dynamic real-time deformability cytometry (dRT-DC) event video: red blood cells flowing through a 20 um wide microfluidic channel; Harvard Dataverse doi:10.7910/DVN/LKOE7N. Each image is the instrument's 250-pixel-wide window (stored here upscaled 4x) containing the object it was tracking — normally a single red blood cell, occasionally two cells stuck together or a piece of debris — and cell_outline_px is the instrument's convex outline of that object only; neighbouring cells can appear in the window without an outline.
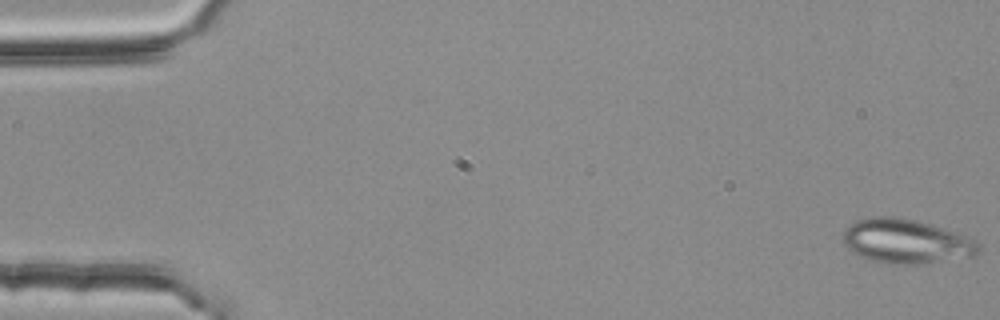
{"species": "common noctule bat (a hibernating species)", "species_latin": "Nyctalus noctula", "temperature_condition": "room temperature", "stored_images_in_passage": 54, "camera_frame_rate_fps": 3000, "um_per_image_px": 0.085, "animal": {"sex": "female", "body_mass_g": 25.1}, "frame": {"image": 1, "passage_image": 1, "time_ms": 0.0, "image_size_px": [1000, 320], "cell_outline_px": [[980, 252], [976, 256], [924, 264], [892, 264], [872, 260], [852, 252], [844, 244], [844, 232], [856, 220], [876, 216], [892, 216], [916, 220], [956, 232], [976, 240], [980, 244]], "centroid_in_image_um": [77.09, 20.52], "position_along_channel_um": 7.9, "area_um2": 34.97}}
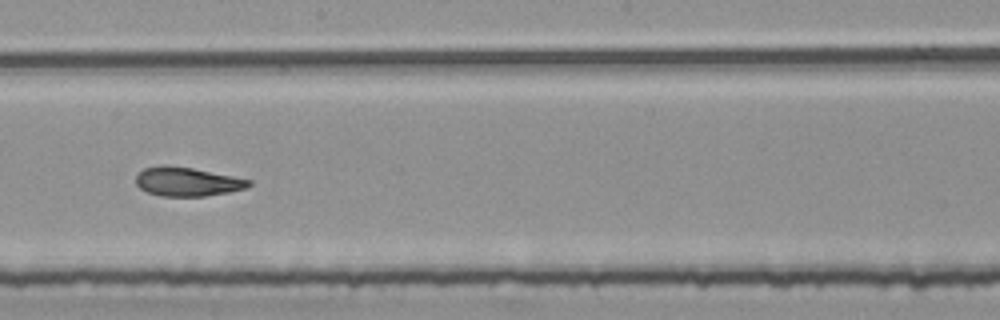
{"frame": {"image": 2, "passage_image": 31, "time_ms": 10.0, "image_size_px": [1000, 320], "cell_outline_px": [[252, 184], [244, 188], [228, 192], [204, 196], [160, 196], [148, 192], [140, 188], [136, 184], [136, 176], [144, 168], [164, 164], [168, 164], [192, 168], [252, 180]], "centroid_in_image_um": [15.88, 15.43], "position_along_channel_um": 232.3, "area_um2": 18.96}}
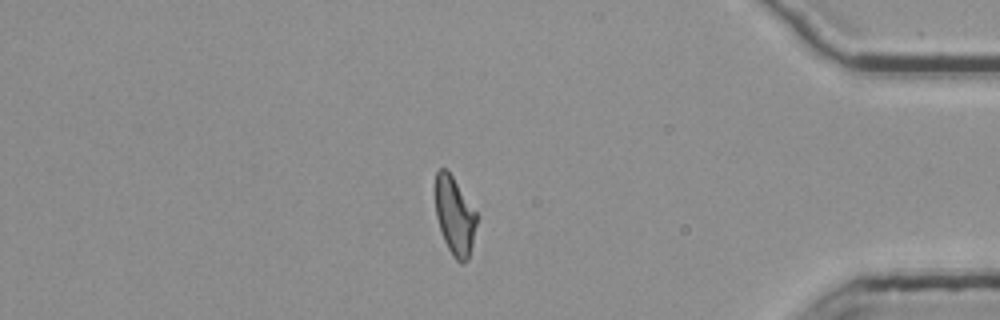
{"frame": {"image": 3, "passage_image": 47, "time_ms": 15.333, "image_size_px": [1000, 320], "cell_outline_px": [[476, 224], [472, 244], [468, 260], [464, 264], [460, 264], [452, 256], [444, 240], [436, 216], [436, 172], [440, 168], [444, 168], [452, 176], [476, 212]], "centroid_in_image_um": [38.65, 18.4], "position_along_channel_um": 396.6, "area_um2": 18.44}, "authors_computed_cell_mechanics": {"area_um2": 19.8832, "velocity_mm_per_s": 3.7592, "shape_relaxation_time_tau1_ms": 4.628, "shape_relaxation_time_tau2_ms": 1.6269, "deformation_change_tau1": 0.1569, "deformation_change_tau2": 0.0931}}